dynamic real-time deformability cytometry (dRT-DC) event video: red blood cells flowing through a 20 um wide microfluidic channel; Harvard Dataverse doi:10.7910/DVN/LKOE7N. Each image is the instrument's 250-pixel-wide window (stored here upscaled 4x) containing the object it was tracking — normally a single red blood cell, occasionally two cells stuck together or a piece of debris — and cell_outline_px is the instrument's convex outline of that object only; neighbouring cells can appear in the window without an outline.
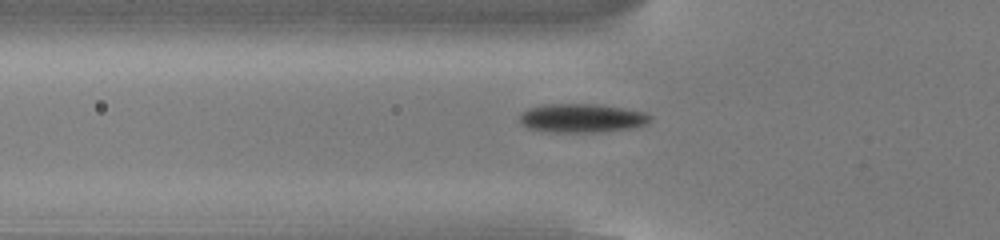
{"species": "common noctule bat (a hibernating species)", "species_latin": "Nyctalus noctula", "temperature_condition": "cold", "stored_images_in_passage": 54, "camera_frame_rate_fps": 3000, "um_per_image_px": 0.085, "animal": {"sex": "male", "body_mass_g": 13.0, "forearm_length_mm": 53.1}, "frame": {"image": 1, "passage_image": 19, "time_ms": 6.0, "image_size_px": [1000, 240], "cell_outline_px": [[652, 120], [648, 124], [636, 128], [604, 132], [544, 132], [528, 128], [520, 124], [520, 112], [528, 108], [544, 104], [592, 104], [624, 108], [648, 112], [652, 116]], "centroid_in_image_um": [49.5, 10.05], "position_along_channel_um": 76.3, "area_um2": 22.48}}
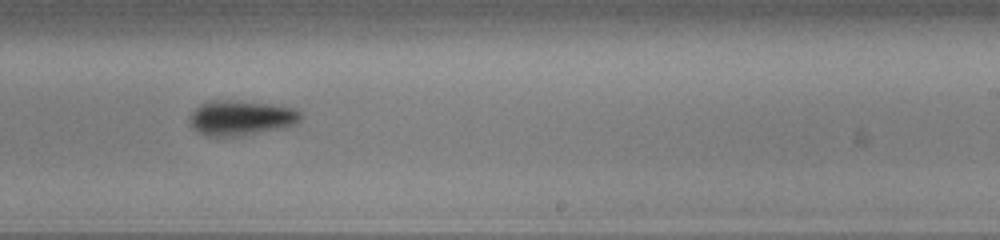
{"frame": {"image": 2, "passage_image": 34, "time_ms": 11.0, "image_size_px": [1000, 240], "cell_outline_px": [[304, 112], [300, 120], [296, 124], [284, 128], [236, 136], [208, 136], [200, 132], [188, 120], [188, 116], [200, 104], [208, 100], [228, 100], [272, 104], [296, 108]], "centroid_in_image_um": [20.54, 10.0], "position_along_channel_um": 268.5, "area_um2": 22.72}}
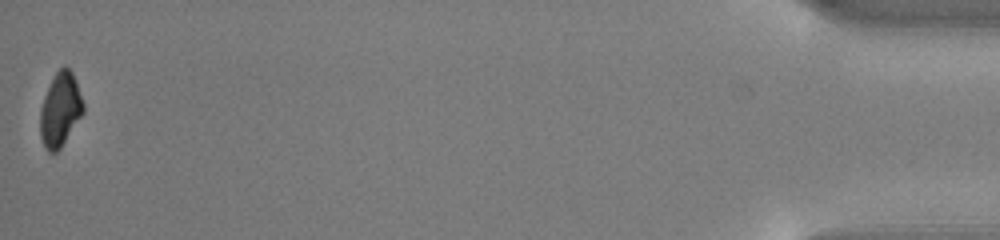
{"frame": {"image": 3, "passage_image": 54, "time_ms": 17.667, "image_size_px": [1000, 240], "cell_outline_px": [[84, 112], [60, 148], [56, 152], [48, 152], [40, 136], [40, 108], [44, 96], [56, 72], [64, 64], [72, 72], [76, 80], [84, 104]], "centroid_in_image_um": [5.12, 9.3], "position_along_channel_um": 430.1, "area_um2": 18.38}, "authors_computed_cell_mechanics": {"area_um2": 20.1722, "velocity_mm_per_s": 3.8535, "shape_relaxation_time_tau1_ms": 2.7752, "shape_relaxation_time_tau2_ms": null, "deformation_change_tau1": 0.1282, "deformation_change_tau2": null}}